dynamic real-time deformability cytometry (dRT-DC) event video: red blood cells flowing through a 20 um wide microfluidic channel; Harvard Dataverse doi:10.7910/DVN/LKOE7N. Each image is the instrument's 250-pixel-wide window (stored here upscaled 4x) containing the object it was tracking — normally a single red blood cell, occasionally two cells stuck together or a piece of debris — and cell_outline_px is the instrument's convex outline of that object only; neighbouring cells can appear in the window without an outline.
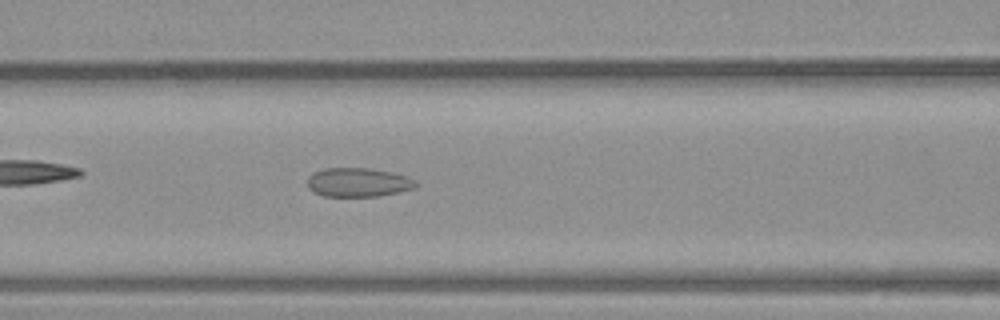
{"species": "common noctule bat (a hibernating species)", "species_latin": "Nyctalus noctula", "temperature_condition": "warm", "stored_images_in_passage": 35, "camera_frame_rate_fps": 3000, "um_per_image_px": 0.085, "animal": {"sex": "male", "body_mass_g": 23.1, "forearm_length_mm": 52.7}, "frame": {"image": 1, "passage_image": 11, "time_ms": 3.333, "image_size_px": [1000, 320], "cell_outline_px": [[420, 184], [416, 188], [380, 196], [324, 196], [312, 192], [308, 188], [308, 176], [312, 172], [324, 168], [368, 168], [392, 172], [408, 176], [416, 180]], "centroid_in_image_um": [30.46, 15.5], "position_along_channel_um": 136.1, "area_um2": 18.61}}
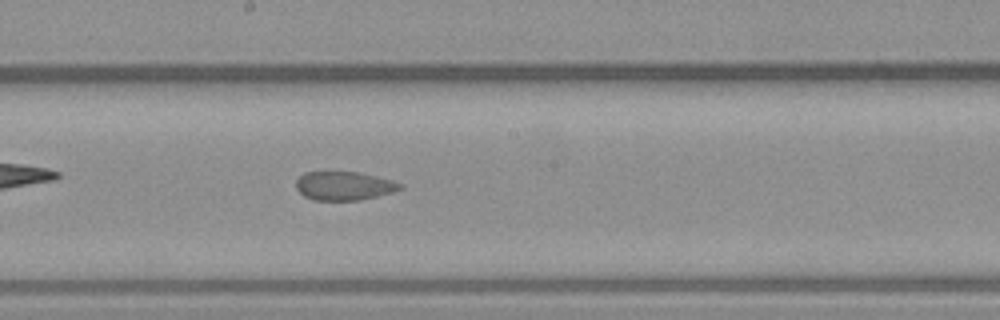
{"frame": {"image": 2, "passage_image": 16, "time_ms": 5.0, "image_size_px": [1000, 320], "cell_outline_px": [[404, 188], [392, 192], [376, 196], [356, 200], [312, 200], [304, 196], [296, 188], [296, 180], [304, 172], [360, 172], [392, 180], [404, 184]], "centroid_in_image_um": [29.25, 15.79], "position_along_channel_um": 219.0, "area_um2": 17.4}}
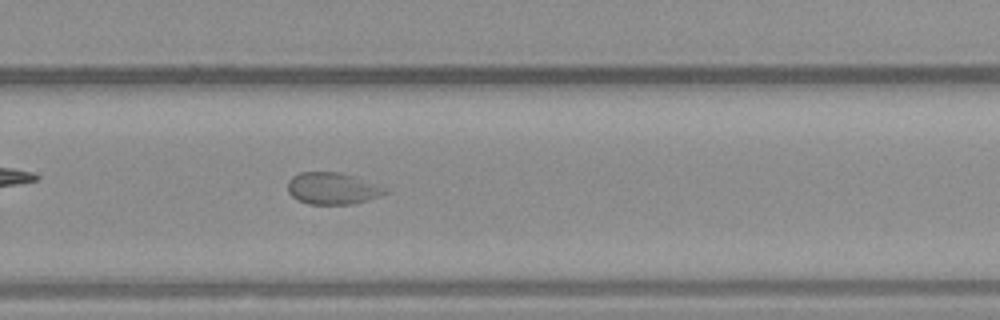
{"frame": {"image": 3, "passage_image": 21, "time_ms": 6.667, "image_size_px": [1000, 320], "cell_outline_px": [[392, 192], [368, 200], [352, 204], [308, 204], [292, 196], [288, 192], [288, 180], [292, 176], [300, 172], [340, 172], [388, 188]], "centroid_in_image_um": [28.29, 16.02], "position_along_channel_um": 301.5, "area_um2": 18.09}}